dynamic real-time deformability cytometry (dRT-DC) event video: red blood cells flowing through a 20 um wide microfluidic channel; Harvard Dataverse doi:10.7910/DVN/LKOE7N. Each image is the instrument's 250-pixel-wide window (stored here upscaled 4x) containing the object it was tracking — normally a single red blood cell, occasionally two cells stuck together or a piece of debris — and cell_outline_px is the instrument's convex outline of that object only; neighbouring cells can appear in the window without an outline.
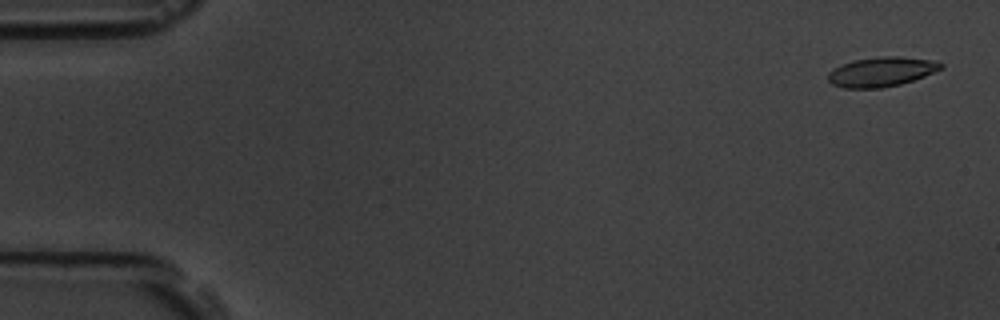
{"species": "common noctule bat (a hibernating species)", "species_latin": "Nyctalus noctula", "temperature_condition": "room temperature", "stored_images_in_passage": 5, "camera_frame_rate_fps": 3000, "um_per_image_px": 0.085, "animal": {"sex": "male", "body_mass_g": 19.5, "forearm_length_mm": 54.6}, "frame": {"image": 1, "passage_image": 1, "time_ms": 0.0, "image_size_px": [1000, 320], "cell_outline_px": [[944, 68], [924, 76], [900, 84], [880, 88], [844, 88], [832, 84], [828, 80], [828, 72], [832, 68], [852, 60], [884, 56], [900, 56], [936, 60], [944, 64]], "centroid_in_image_um": [74.93, 6.09], "position_along_channel_um": 10.1, "area_um2": 19.59}}
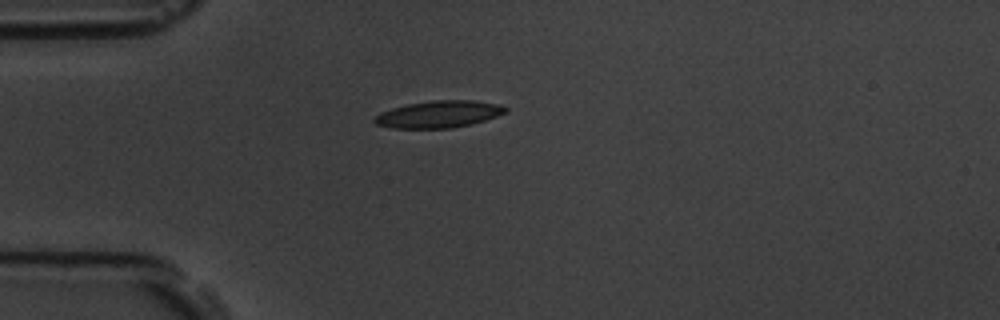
{"frame": {"image": 2, "passage_image": 5, "time_ms": 4.333, "image_size_px": [1000, 320], "cell_outline_px": [[508, 112], [472, 124], [452, 128], [392, 128], [376, 124], [372, 120], [380, 112], [392, 108], [408, 104], [432, 100], [472, 100], [500, 104], [508, 108]], "centroid_in_image_um": [37.31, 9.71], "position_along_channel_um": 47.7, "area_um2": 20.63}}